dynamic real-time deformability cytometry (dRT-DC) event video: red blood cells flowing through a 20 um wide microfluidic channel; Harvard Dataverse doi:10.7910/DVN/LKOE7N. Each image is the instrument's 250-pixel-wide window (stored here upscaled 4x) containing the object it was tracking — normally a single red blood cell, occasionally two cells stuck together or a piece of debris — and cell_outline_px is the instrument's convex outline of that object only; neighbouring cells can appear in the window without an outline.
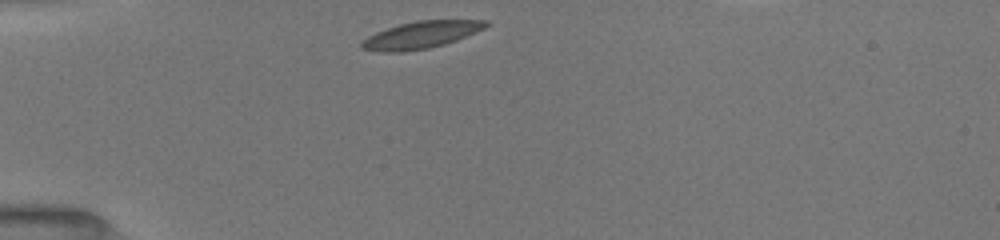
{"species": "common noctule bat (a hibernating species)", "species_latin": "Nyctalus noctula", "temperature_condition": "room temperature", "stored_images_in_passage": 5, "camera_frame_rate_fps": 3000, "um_per_image_px": 0.085, "animal": {"sex": "female", "body_mass_g": 19.5, "forearm_length_mm": 54.1}, "frame": {"image": 1, "passage_image": 1, "time_ms": 0.0, "image_size_px": [1000, 240], "cell_outline_px": [[492, 24], [484, 28], [456, 40], [444, 44], [428, 48], [400, 52], [380, 52], [360, 48], [360, 40], [376, 32], [400, 24], [416, 20], [488, 20]], "centroid_in_image_um": [35.76, 2.96], "position_along_channel_um": 49.2, "area_um2": 19.59}}